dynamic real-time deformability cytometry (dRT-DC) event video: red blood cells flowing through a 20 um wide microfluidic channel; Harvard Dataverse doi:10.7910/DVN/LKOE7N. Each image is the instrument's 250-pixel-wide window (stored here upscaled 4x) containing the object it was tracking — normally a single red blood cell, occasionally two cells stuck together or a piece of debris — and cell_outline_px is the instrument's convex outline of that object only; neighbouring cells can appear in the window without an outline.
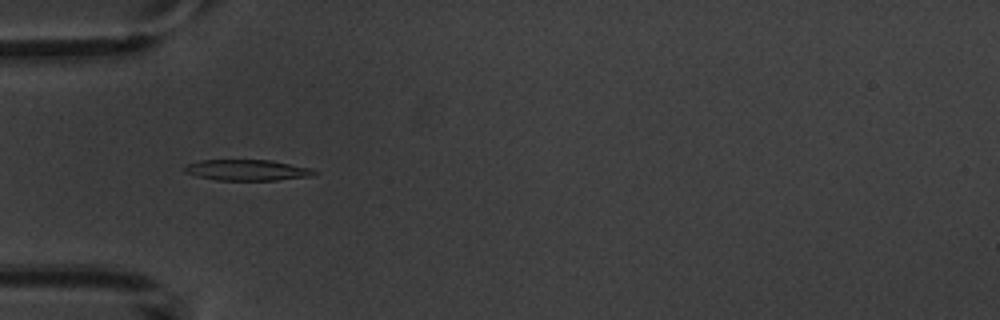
{"species": "common noctule bat (a hibernating species)", "species_latin": "Nyctalus noctula", "temperature_condition": "warm", "stored_images_in_passage": 6, "camera_frame_rate_fps": 3000, "um_per_image_px": 0.085, "animal": {"sex": "male", "body_mass_g": 20.1, "forearm_length_mm": 53.5}, "frame": {"image": 1, "passage_image": 5, "time_ms": 4.667, "image_size_px": [1000, 320], "cell_outline_px": [[320, 172], [312, 176], [276, 180], [216, 180], [196, 176], [184, 172], [184, 168], [188, 164], [200, 160], [272, 160], [308, 168]], "centroid_in_image_um": [21.0, 14.46], "position_along_channel_um": 64.0, "area_um2": 15.72}}